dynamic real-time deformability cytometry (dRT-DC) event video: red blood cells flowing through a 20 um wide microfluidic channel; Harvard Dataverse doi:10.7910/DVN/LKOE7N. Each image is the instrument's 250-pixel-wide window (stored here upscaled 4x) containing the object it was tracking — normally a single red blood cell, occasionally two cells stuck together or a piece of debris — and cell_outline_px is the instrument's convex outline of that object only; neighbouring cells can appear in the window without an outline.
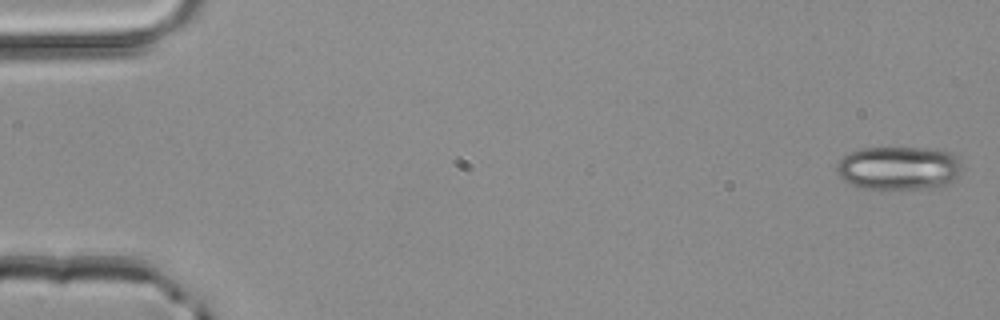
{"species": "common noctule bat (a hibernating species)", "species_latin": "Nyctalus noctula", "temperature_condition": "room temperature", "stored_images_in_passage": 4, "camera_frame_rate_fps": 3000, "um_per_image_px": 0.085, "animal": {"sex": "male", "body_mass_g": 20.4}, "frame": {"image": 1, "passage_image": 1, "time_ms": 0.0, "image_size_px": [1000, 320], "cell_outline_px": [[960, 172], [948, 184], [936, 188], [860, 188], [844, 180], [836, 172], [836, 164], [848, 152], [860, 148], [924, 148], [952, 152], [956, 156], [960, 164]], "centroid_in_image_um": [76.37, 14.27], "position_along_channel_um": 8.6, "area_um2": 31.67}}